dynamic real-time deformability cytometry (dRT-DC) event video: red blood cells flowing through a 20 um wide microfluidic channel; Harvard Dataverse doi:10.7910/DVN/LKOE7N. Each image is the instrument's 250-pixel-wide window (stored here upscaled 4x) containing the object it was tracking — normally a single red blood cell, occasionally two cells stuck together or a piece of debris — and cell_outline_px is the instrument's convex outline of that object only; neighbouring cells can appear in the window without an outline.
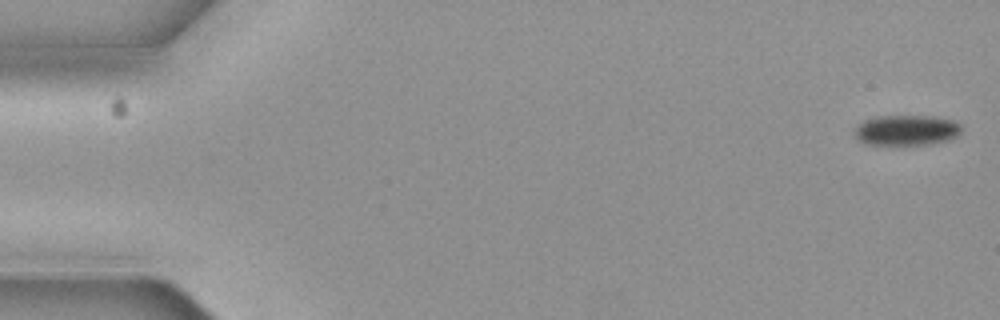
{"species": "common noctule bat (a hibernating species)", "species_latin": "Nyctalus noctula", "temperature_condition": "cold", "stored_images_in_passage": 9, "camera_frame_rate_fps": 3000, "um_per_image_px": 0.085, "animal": {"sex": "female", "body_mass_g": 19.3, "forearm_length_mm": 54.1}, "frame": {"image": 1, "passage_image": 1, "time_ms": 0.0, "image_size_px": [1000, 320], "cell_outline_px": [[960, 132], [956, 136], [948, 140], [928, 144], [868, 144], [860, 140], [856, 136], [856, 128], [864, 120], [876, 116], [932, 116], [952, 120], [960, 124]], "centroid_in_image_um": [77.07, 11.05], "position_along_channel_um": 7.9, "area_um2": 18.55}}
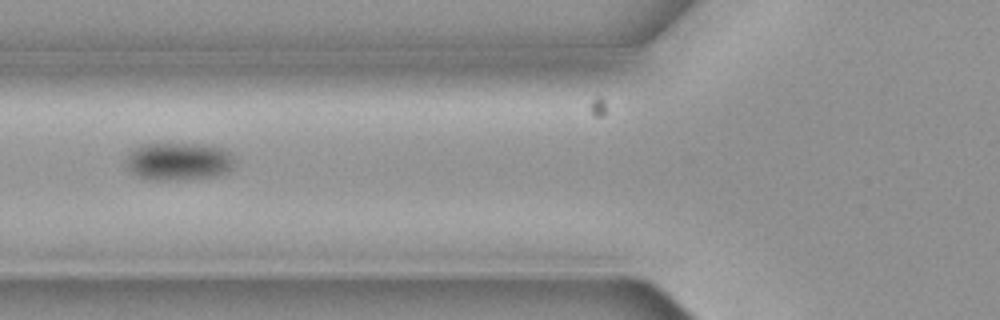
{"frame": {"image": 2, "passage_image": 7, "time_ms": 2.0, "image_size_px": [1000, 320], "cell_outline_px": [[236, 160], [232, 168], [228, 172], [216, 176], [176, 180], [152, 180], [136, 176], [124, 164], [128, 156], [136, 148], [144, 144], [204, 144], [224, 148], [232, 152]], "centroid_in_image_um": [15.25, 13.72], "position_along_channel_um": 110.6, "area_um2": 24.16}}
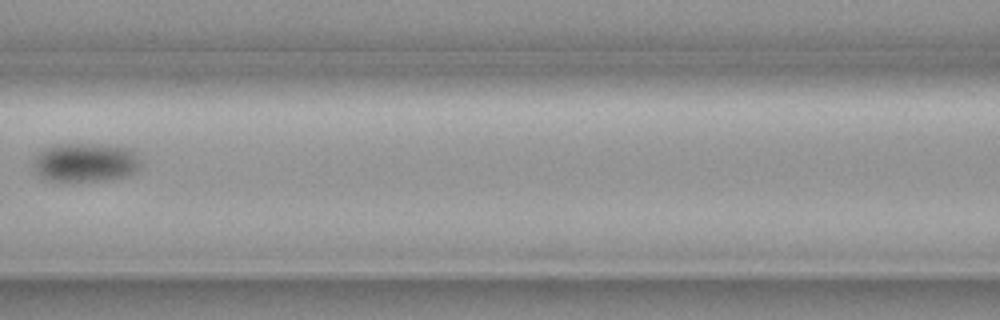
{"frame": {"image": 3, "passage_image": 8, "time_ms": 2.333, "image_size_px": [1000, 320], "cell_outline_px": [[140, 164], [132, 172], [124, 176], [100, 180], [48, 180], [36, 172], [32, 164], [36, 156], [44, 148], [56, 144], [108, 144], [132, 148], [140, 160]], "centroid_in_image_um": [7.25, 13.76], "position_along_channel_um": 159.3, "area_um2": 23.99}}